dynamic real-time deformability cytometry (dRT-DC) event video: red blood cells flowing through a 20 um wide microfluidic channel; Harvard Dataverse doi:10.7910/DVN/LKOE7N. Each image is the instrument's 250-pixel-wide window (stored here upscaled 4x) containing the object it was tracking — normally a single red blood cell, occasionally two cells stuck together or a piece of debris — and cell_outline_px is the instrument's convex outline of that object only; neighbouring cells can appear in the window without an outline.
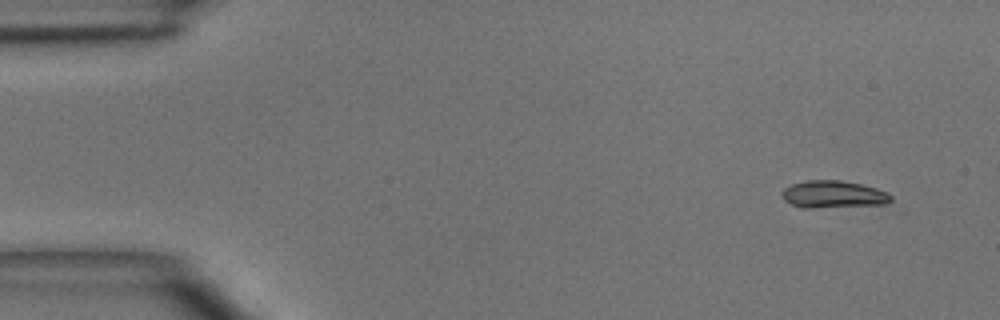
{"species": "common noctule bat (a hibernating species)", "species_latin": "Nyctalus noctula", "temperature_condition": "room temperature", "stored_images_in_passage": 4, "camera_frame_rate_fps": 3000, "um_per_image_px": 0.085, "animal": {"sex": "male", "body_mass_g": 15.6}, "frame": {"image": 1, "passage_image": 1, "time_ms": 0.0, "image_size_px": [1000, 320], "cell_outline_px": [[904, 212], [900, 212], [804, 208], [792, 204], [784, 200], [780, 196], [780, 192], [784, 188], [792, 184], [808, 180], [840, 180], [860, 184], [876, 188], [888, 192], [892, 196]], "centroid_in_image_um": [71.32, 16.69], "position_along_channel_um": 13.7, "area_um2": 20.58}}
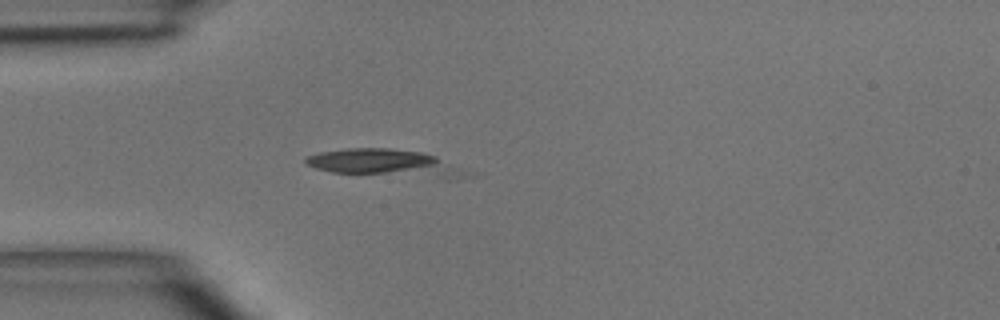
{"frame": {"image": 2, "passage_image": 4, "time_ms": 3.333, "image_size_px": [1000, 320], "cell_outline_px": [[472, 176], [456, 180], [444, 180], [332, 172], [316, 168], [304, 164], [304, 156], [320, 152], [348, 148], [388, 148], [420, 152], [436, 156]], "centroid_in_image_um": [32.74, 13.9], "position_along_channel_um": 52.3, "area_um2": 26.07}}